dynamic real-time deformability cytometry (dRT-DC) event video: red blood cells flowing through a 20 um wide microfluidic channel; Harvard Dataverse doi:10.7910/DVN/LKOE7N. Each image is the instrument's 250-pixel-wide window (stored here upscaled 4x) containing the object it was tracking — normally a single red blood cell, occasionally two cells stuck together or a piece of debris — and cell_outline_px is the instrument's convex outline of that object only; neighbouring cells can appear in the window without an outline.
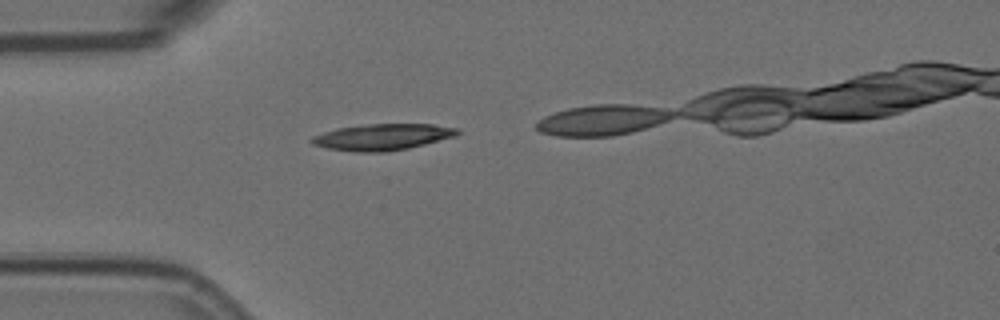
{"species": "Egyptian fruit bat (a non-hibernating species)", "species_latin": "Rousettus aegyptiacus", "temperature_condition": "room temperature", "stored_images_in_passage": 2, "camera_frame_rate_fps": 3000, "um_per_image_px": 0.085, "animal": {"sex": "female"}, "frame": {"image": 1, "passage_image": 2, "time_ms": 0.333, "image_size_px": [1000, 320], "cell_outline_px": [[460, 132], [456, 136], [408, 148], [388, 152], [356, 152], [328, 148], [312, 144], [308, 140], [312, 136], [324, 132], [340, 128], [368, 124], [432, 124], [456, 128]], "centroid_in_image_um": [32.49, 11.65], "position_along_channel_um": 52.5, "area_um2": 22.2}}